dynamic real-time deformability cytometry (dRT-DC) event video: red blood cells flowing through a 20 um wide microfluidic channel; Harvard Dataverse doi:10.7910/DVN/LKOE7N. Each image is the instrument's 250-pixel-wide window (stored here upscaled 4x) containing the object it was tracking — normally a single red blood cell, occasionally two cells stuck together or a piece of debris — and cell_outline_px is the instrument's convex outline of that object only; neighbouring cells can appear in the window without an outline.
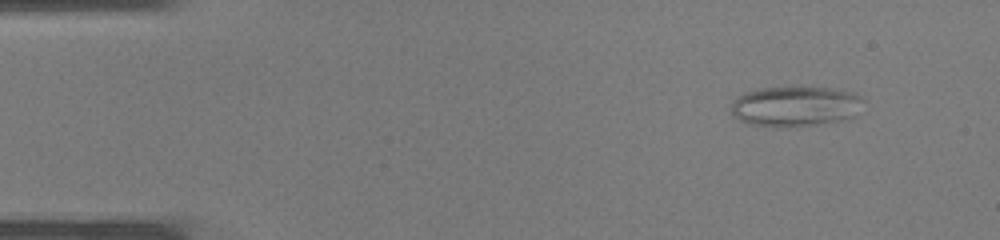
{"species": "common noctule bat (a hibernating species)", "species_latin": "Nyctalus noctula", "temperature_condition": "warm", "stored_images_in_passage": 34, "camera_frame_rate_fps": 3000, "um_per_image_px": 0.085, "animal": {"sex": "male", "body_mass_g": 19.0, "forearm_length_mm": 50.8}, "frame": {"image": 1, "passage_image": 1, "time_ms": 0.0, "image_size_px": [1000, 240], "cell_outline_px": [[864, 100], [856, 116], [844, 120], [788, 128], [752, 124], [740, 120], [732, 116], [732, 100], [744, 92], [760, 88], [836, 88], [856, 92]], "centroid_in_image_um": [67.64, 9.04], "position_along_channel_um": 17.4, "area_um2": 31.21}}
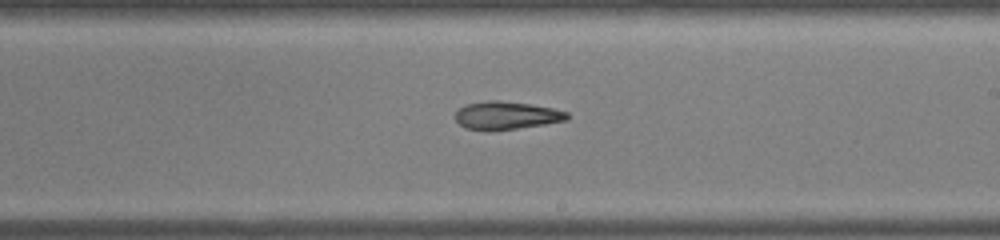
{"frame": {"image": 2, "passage_image": 19, "time_ms": 6.0, "image_size_px": [1000, 240], "cell_outline_px": [[568, 120], [544, 124], [516, 128], [464, 128], [456, 120], [456, 112], [464, 104], [488, 100], [500, 100], [532, 104], [552, 108], [568, 112]], "centroid_in_image_um": [43.07, 9.76], "position_along_channel_um": 245.9, "area_um2": 17.69}}
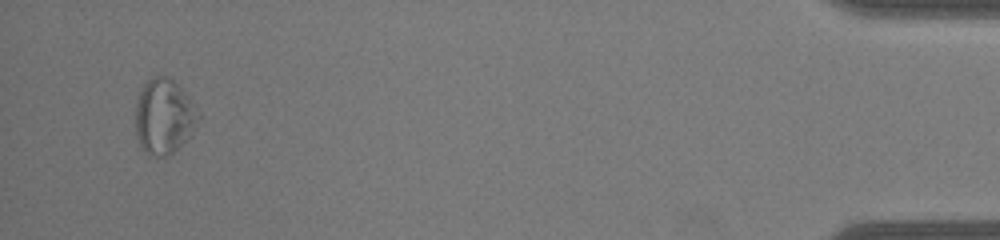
{"frame": {"image": 3, "passage_image": 33, "time_ms": 10.667, "image_size_px": [1000, 240], "cell_outline_px": [[200, 120], [196, 128], [168, 156], [152, 156], [140, 144], [136, 132], [136, 100], [144, 84], [156, 72], [172, 80], [192, 100], [200, 112]], "centroid_in_image_um": [13.95, 9.86], "position_along_channel_um": 421.2, "area_um2": 27.34}}